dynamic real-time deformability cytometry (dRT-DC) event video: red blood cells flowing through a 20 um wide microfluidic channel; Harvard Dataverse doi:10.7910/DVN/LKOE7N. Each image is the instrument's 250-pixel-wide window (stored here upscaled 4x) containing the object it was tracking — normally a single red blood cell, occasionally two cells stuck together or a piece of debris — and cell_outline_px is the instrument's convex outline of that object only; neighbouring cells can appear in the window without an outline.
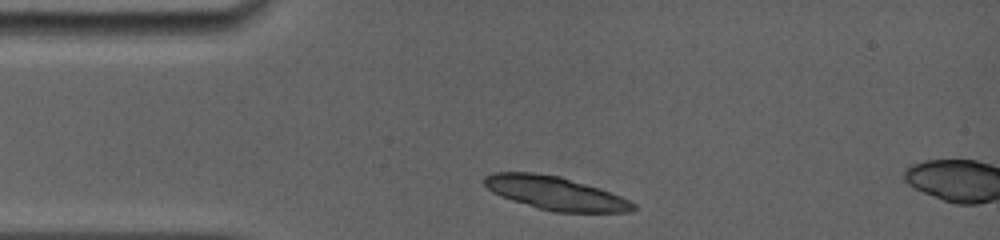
{"species": "common noctule bat (a hibernating species)", "species_latin": "Nyctalus noctula", "temperature_condition": "room temperature", "stored_images_in_passage": 2, "camera_frame_rate_fps": 5000, "um_per_image_px": 0.085, "animal": {"sex": "female", "body_mass_g": 19.0, "forearm_length_mm": 56.7}, "frame": {"image": 1, "passage_image": 1, "time_ms": 0.0, "image_size_px": [1000, 240], "cell_outline_px": [[636, 208], [632, 212], [552, 212], [512, 200], [500, 196], [492, 192], [484, 184], [484, 176], [492, 172], [532, 172], [560, 176], [620, 196], [636, 204]], "centroid_in_image_um": [47.17, 16.42], "position_along_channel_um": 37.8, "area_um2": 28.67}}